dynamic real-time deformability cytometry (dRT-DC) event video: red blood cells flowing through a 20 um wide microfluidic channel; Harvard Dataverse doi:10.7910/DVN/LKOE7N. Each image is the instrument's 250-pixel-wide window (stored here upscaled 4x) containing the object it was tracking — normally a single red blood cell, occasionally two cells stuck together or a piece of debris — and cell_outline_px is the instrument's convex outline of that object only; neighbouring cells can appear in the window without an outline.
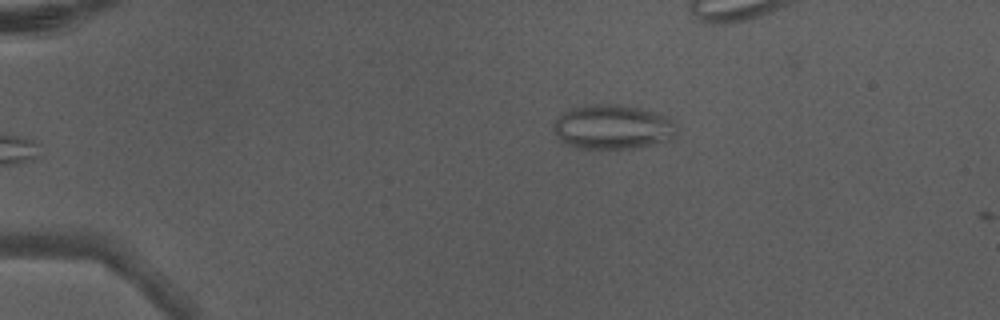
{"species": "Egyptian fruit bat (a non-hibernating species)", "species_latin": "Rousettus aegyptiacus", "temperature_condition": "warm", "stored_images_in_passage": 5, "camera_frame_rate_fps": 3000, "um_per_image_px": 0.085, "animal": {"sex": "male"}, "frame": {"image": 1, "passage_image": 5, "time_ms": 1.333, "image_size_px": [1000, 320], "cell_outline_px": [[676, 132], [672, 140], [640, 148], [576, 148], [560, 140], [552, 128], [552, 124], [564, 112], [572, 108], [588, 104], [620, 104], [644, 108], [668, 116], [676, 124]], "centroid_in_image_um": [52.13, 10.79], "position_along_channel_um": 32.9, "area_um2": 32.43}}